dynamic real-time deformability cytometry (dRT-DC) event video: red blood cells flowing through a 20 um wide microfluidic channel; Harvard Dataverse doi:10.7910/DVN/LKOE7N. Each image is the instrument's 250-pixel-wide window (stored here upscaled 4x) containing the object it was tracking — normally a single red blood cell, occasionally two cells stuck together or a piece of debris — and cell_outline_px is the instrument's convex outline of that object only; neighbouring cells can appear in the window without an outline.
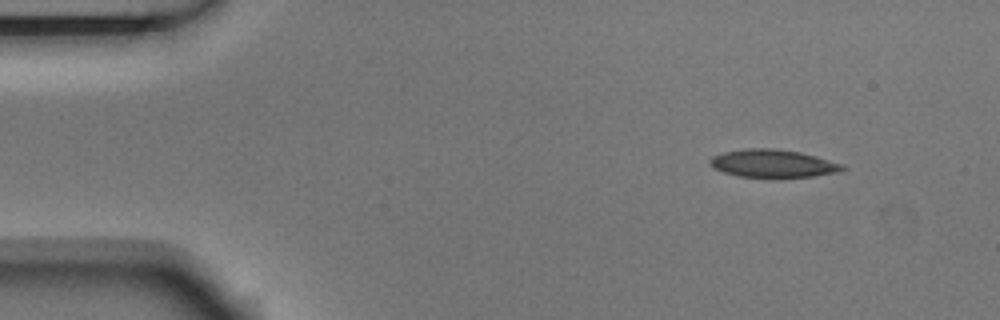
{"species": "Egyptian fruit bat (a non-hibernating species)", "species_latin": "Rousettus aegyptiacus", "temperature_condition": "room temperature", "stored_images_in_passage": 4, "camera_frame_rate_fps": 3000, "um_per_image_px": 0.085, "animal": {"sex": "male"}, "frame": {"image": 1, "passage_image": 1, "time_ms": 0.0, "image_size_px": [1000, 320], "cell_outline_px": [[848, 168], [840, 172], [812, 176], [736, 176], [712, 168], [708, 164], [708, 160], [712, 156], [724, 152], [744, 148], [772, 148], [800, 152], [816, 156], [844, 164]], "centroid_in_image_um": [65.69, 13.88], "position_along_channel_um": 19.3, "area_um2": 21.44}}
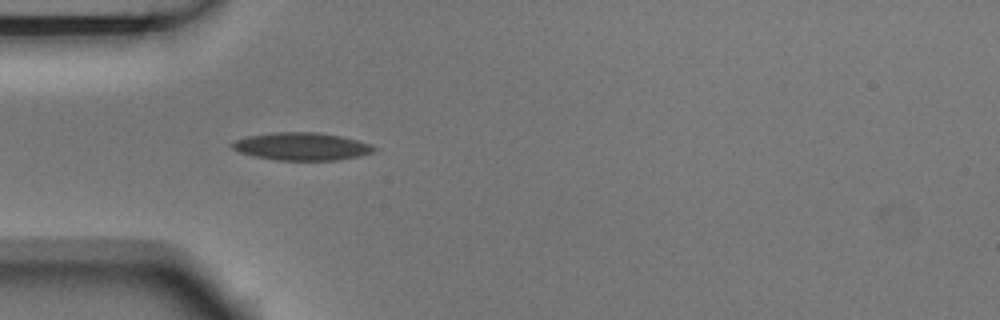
{"frame": {"image": 2, "passage_image": 4, "time_ms": 1.0, "image_size_px": [1000, 320], "cell_outline_px": [[376, 148], [372, 152], [356, 156], [336, 160], [276, 160], [256, 156], [240, 152], [232, 148], [228, 144], [232, 140], [248, 136], [272, 132], [320, 132], [340, 136], [372, 144]], "centroid_in_image_um": [25.58, 12.43], "position_along_channel_um": 59.4, "area_um2": 22.83}}